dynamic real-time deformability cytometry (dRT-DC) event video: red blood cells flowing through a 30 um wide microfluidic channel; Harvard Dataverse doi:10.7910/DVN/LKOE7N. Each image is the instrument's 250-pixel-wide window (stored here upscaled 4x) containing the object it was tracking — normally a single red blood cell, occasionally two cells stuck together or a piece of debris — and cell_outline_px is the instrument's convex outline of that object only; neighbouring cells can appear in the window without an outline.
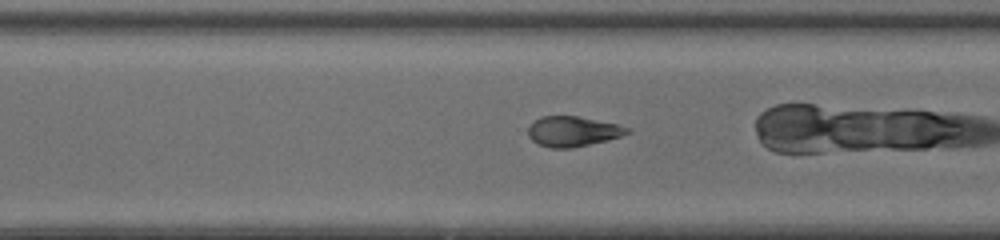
{"species": "common noctule bat (a hibernating species)", "species_latin": "Nyctalus noctula", "temperature_condition": "room temperature", "stored_images_in_passage": 47, "camera_frame_rate_fps": 3000, "um_per_image_px": 0.085, "animal": {"sex": "female", "body_mass_g": 20.0, "forearm_length_mm": 54.0}, "frame": {"image": 1, "passage_image": 34, "time_ms": 11.0, "image_size_px": [1000, 240], "cell_outline_px": [[632, 132], [608, 140], [572, 148], [552, 148], [540, 144], [532, 140], [528, 136], [528, 128], [540, 116], [580, 116], [616, 124], [628, 128]], "centroid_in_image_um": [48.69, 11.17], "position_along_channel_um": 321.9, "area_um2": 17.28}, "authors_computed_cell_mechanics": {"area_um2": 19.1318, "velocity_mm_per_s": 4.3943, "shape_relaxation_time_tau1_ms": 4.9381, "shape_relaxation_time_tau2_ms": 3.6149, "deformation_change_tau1": 0.1628, "deformation_change_tau2": 0.124}}